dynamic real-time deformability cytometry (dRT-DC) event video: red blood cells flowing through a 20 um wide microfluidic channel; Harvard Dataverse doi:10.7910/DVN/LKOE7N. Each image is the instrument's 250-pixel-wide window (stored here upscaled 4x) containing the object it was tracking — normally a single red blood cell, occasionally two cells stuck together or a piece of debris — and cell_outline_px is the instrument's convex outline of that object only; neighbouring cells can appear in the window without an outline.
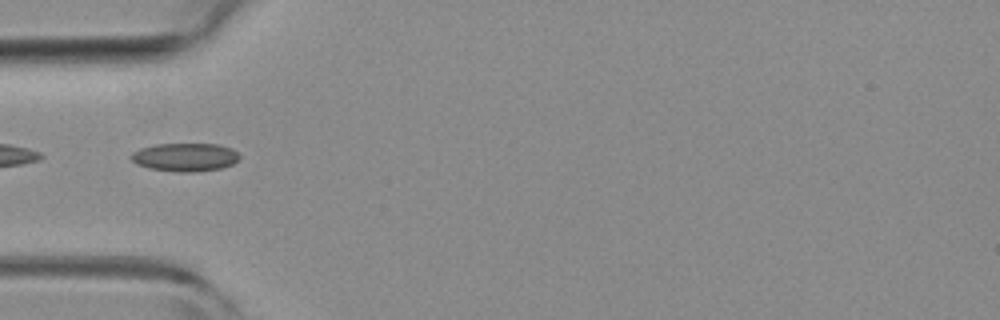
{"species": "common noctule bat (a hibernating species)", "species_latin": "Nyctalus noctula", "temperature_condition": "room temperature", "stored_images_in_passage": 5, "camera_frame_rate_fps": 3000, "um_per_image_px": 0.085, "animal": {"sex": "female", "body_mass_g": 19.3, "forearm_length_mm": 54.1}, "frame": {"image": 1, "passage_image": 2, "time_ms": 0.333, "image_size_px": [1000, 320], "cell_outline_px": [[240, 156], [232, 164], [220, 168], [196, 172], [176, 172], [148, 168], [136, 164], [132, 160], [132, 152], [140, 148], [156, 144], [216, 144], [232, 148]], "centroid_in_image_um": [15.71, 13.36], "position_along_channel_um": 69.3, "area_um2": 17.8}}
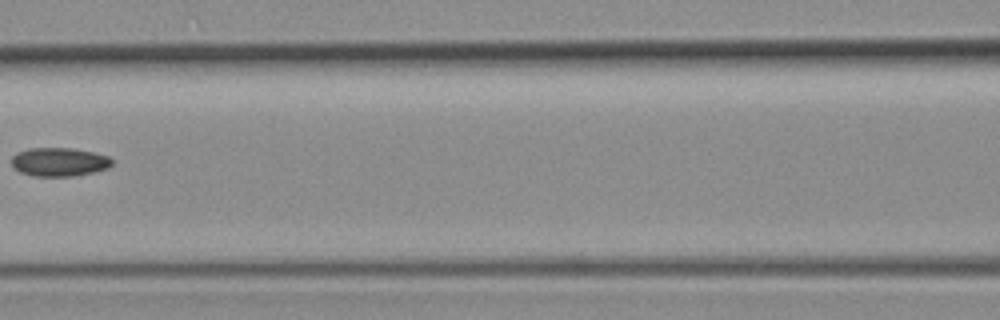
{"frame": {"image": 2, "passage_image": 4, "time_ms": 1.0, "image_size_px": [1000, 320], "cell_outline_px": [[112, 164], [108, 168], [76, 176], [32, 176], [20, 172], [12, 164], [12, 156], [16, 152], [28, 148], [72, 148], [92, 152], [108, 156], [112, 160]], "centroid_in_image_um": [5.01, 13.76], "position_along_channel_um": 161.6, "area_um2": 16.76}}
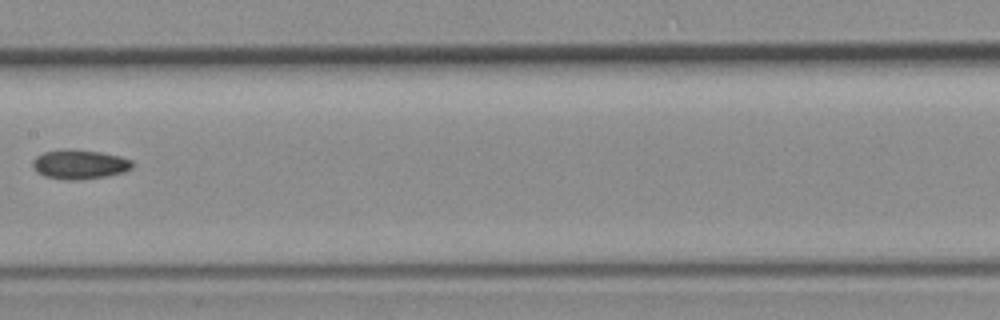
{"frame": {"image": 3, "passage_image": 5, "time_ms": 1.333, "image_size_px": [1000, 320], "cell_outline_px": [[132, 168], [124, 172], [108, 176], [80, 180], [64, 180], [44, 176], [36, 172], [32, 164], [32, 160], [36, 156], [44, 152], [68, 148], [100, 152], [120, 156], [132, 160]], "centroid_in_image_um": [6.75, 13.97], "position_along_channel_um": 200.7, "area_um2": 17.28}}